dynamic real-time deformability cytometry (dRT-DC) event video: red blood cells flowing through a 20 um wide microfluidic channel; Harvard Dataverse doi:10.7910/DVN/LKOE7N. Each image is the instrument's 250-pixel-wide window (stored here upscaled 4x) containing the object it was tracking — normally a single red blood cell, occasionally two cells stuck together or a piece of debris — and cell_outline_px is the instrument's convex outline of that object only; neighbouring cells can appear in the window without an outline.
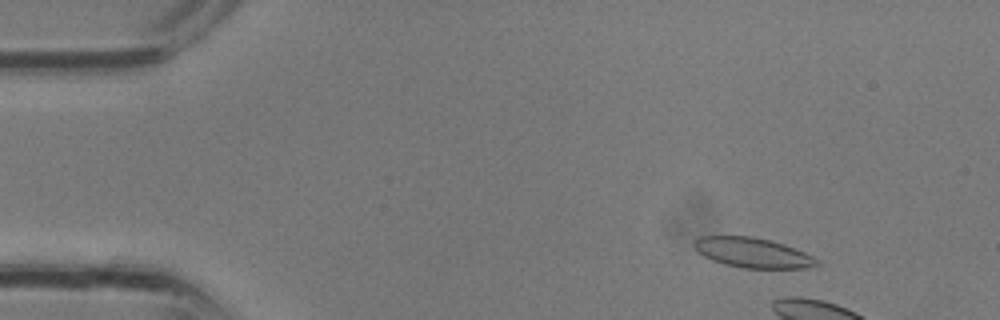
{"species": "common noctule bat (a hibernating species)", "species_latin": "Nyctalus noctula", "temperature_condition": "room temperature", "stored_images_in_passage": 7, "camera_frame_rate_fps": 3000, "um_per_image_px": 0.085, "animal": {"sex": "male", "body_mass_g": 13.3}, "frame": {"image": 1, "passage_image": 4, "time_ms": 1.0, "image_size_px": [1000, 320], "cell_outline_px": [[820, 264], [804, 268], [744, 268], [724, 264], [712, 260], [696, 252], [692, 244], [700, 236], [752, 236], [784, 244], [804, 252], [812, 256]], "centroid_in_image_um": [63.92, 21.47], "position_along_channel_um": 21.1, "area_um2": 21.27}}